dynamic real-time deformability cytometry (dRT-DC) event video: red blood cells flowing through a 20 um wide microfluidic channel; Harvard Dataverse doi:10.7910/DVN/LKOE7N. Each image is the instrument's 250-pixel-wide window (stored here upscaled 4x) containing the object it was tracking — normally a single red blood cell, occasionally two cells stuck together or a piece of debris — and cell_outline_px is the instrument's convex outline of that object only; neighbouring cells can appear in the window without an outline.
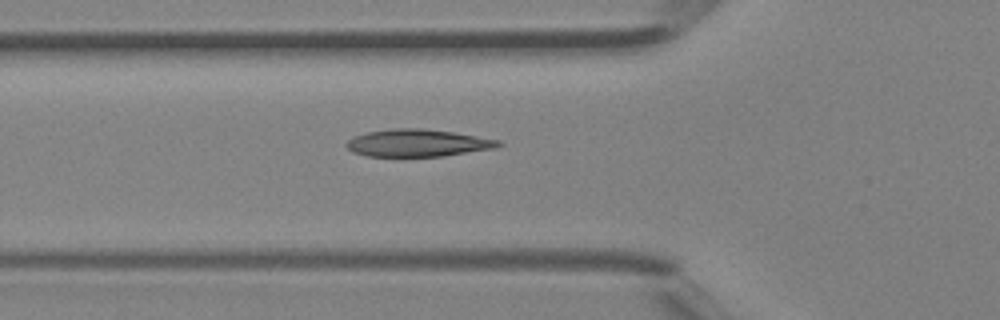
{"species": "Egyptian fruit bat (a non-hibernating species)", "species_latin": "Rousettus aegyptiacus", "temperature_condition": "room temperature", "stored_images_in_passage": 27, "camera_frame_rate_fps": 3000, "um_per_image_px": 0.085, "animal": {"sex": "female"}, "frame": {"image": 1, "passage_image": 2, "time_ms": 0.333, "image_size_px": [1000, 320], "cell_outline_px": [[504, 144], [496, 148], [444, 156], [368, 156], [352, 152], [344, 144], [352, 136], [368, 132], [392, 128], [424, 128], [452, 132], [500, 140]], "centroid_in_image_um": [35.5, 12.15], "position_along_channel_um": 90.3, "area_um2": 24.28}}
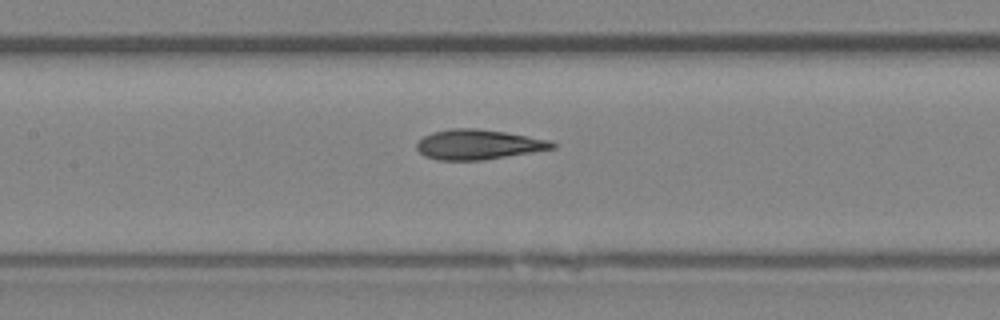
{"frame": {"image": 2, "passage_image": 7, "time_ms": 2.0, "image_size_px": [1000, 320], "cell_outline_px": [[556, 148], [484, 160], [440, 160], [424, 156], [416, 148], [416, 144], [424, 136], [432, 132], [452, 128], [476, 128], [504, 132], [552, 140], [556, 144]], "centroid_in_image_um": [40.67, 12.28], "position_along_channel_um": 166.7, "area_um2": 23.64}}
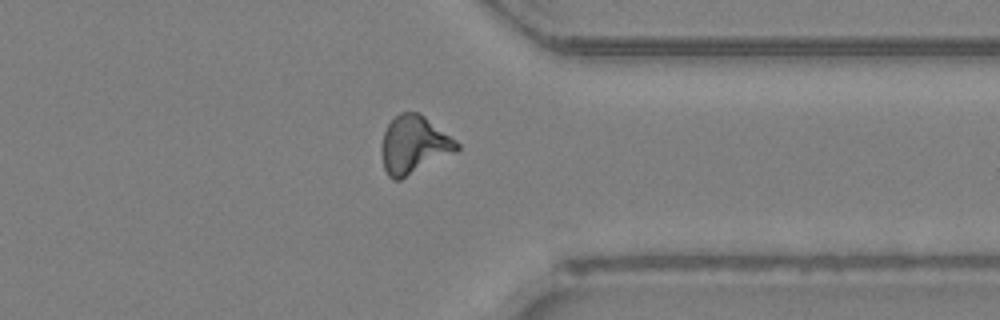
{"frame": {"image": 3, "passage_image": 21, "time_ms": 6.667, "image_size_px": [1000, 320], "cell_outline_px": [[460, 148], [456, 152], [400, 180], [392, 180], [388, 176], [384, 168], [380, 152], [380, 148], [384, 132], [388, 124], [400, 112], [420, 112], [456, 140], [460, 144]], "centroid_in_image_um": [35.17, 12.31], "position_along_channel_um": 376.2, "area_um2": 25.61}}